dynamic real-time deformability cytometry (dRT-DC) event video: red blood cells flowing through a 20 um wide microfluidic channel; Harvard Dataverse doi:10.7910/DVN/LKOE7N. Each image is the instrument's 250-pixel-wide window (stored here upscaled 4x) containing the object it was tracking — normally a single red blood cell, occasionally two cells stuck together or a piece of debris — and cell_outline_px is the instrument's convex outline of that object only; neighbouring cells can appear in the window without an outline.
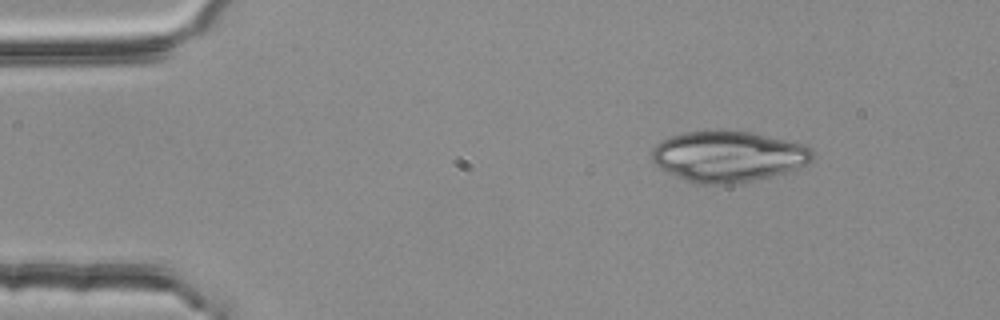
{"species": "common noctule bat (a hibernating species)", "species_latin": "Nyctalus noctula", "temperature_condition": "room temperature", "stored_images_in_passage": 3, "camera_frame_rate_fps": 3000, "um_per_image_px": 0.085, "animal": {"sex": "female", "body_mass_g": 25.1}, "frame": {"image": 1, "passage_image": 1, "time_ms": 0.0, "image_size_px": [1000, 320], "cell_outline_px": [[812, 160], [804, 164], [784, 172], [752, 180], [728, 184], [700, 184], [676, 176], [660, 168], [652, 160], [652, 148], [656, 144], [672, 136], [684, 132], [712, 128], [748, 132], [804, 144], [812, 148]], "centroid_in_image_um": [61.85, 13.26], "position_along_channel_um": 23.2, "area_um2": 47.28}}